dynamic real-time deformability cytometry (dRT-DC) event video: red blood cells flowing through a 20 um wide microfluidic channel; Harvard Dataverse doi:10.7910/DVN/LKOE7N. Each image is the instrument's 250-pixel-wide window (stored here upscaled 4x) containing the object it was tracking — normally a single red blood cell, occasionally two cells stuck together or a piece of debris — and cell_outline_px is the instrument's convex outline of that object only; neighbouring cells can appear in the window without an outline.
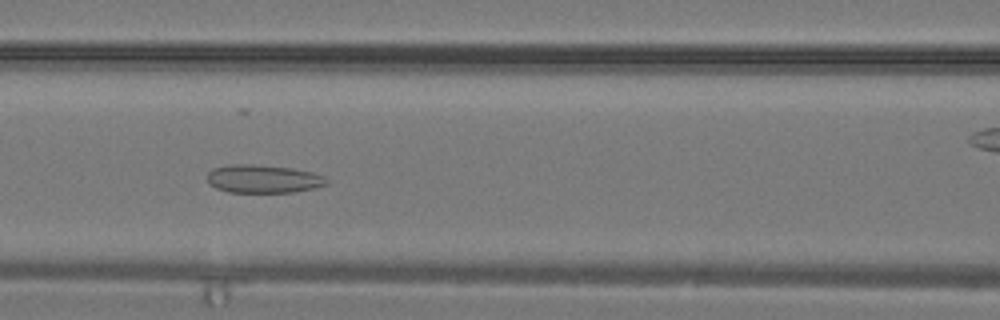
{"species": "common noctule bat (a hibernating species)", "species_latin": "Nyctalus noctula", "temperature_condition": "warm", "stored_images_in_passage": 25, "camera_frame_rate_fps": 3000, "um_per_image_px": 0.085, "animal": {"sex": "male", "body_mass_g": 19.2, "forearm_length_mm": 51.8}, "frame": {"image": 1, "passage_image": 6, "time_ms": 1.667, "image_size_px": [1000, 320], "cell_outline_px": [[328, 184], [316, 188], [292, 192], [228, 192], [216, 188], [208, 180], [208, 172], [212, 168], [228, 164], [256, 164], [292, 168], [312, 172], [324, 176], [328, 180]], "centroid_in_image_um": [22.39, 15.19], "position_along_channel_um": 144.2, "area_um2": 19.71}}
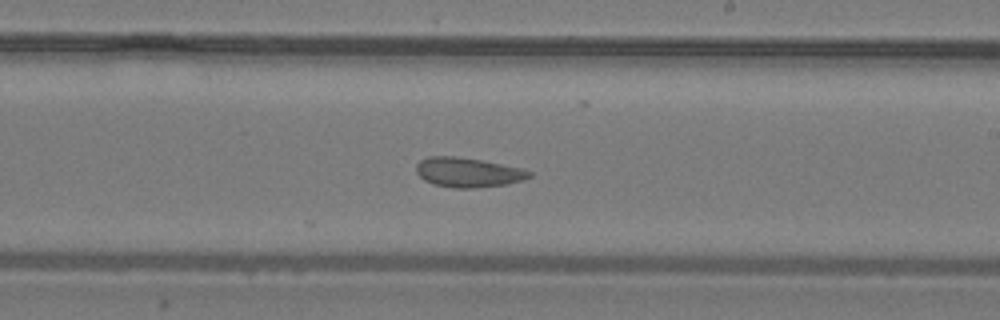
{"frame": {"image": 2, "passage_image": 11, "time_ms": 3.333, "image_size_px": [1000, 320], "cell_outline_px": [[532, 176], [508, 184], [476, 188], [452, 188], [432, 184], [424, 180], [416, 172], [416, 164], [420, 160], [428, 156], [456, 156], [484, 160], [520, 168], [532, 172]], "centroid_in_image_um": [39.75, 14.65], "position_along_channel_um": 249.3, "area_um2": 19.65}}
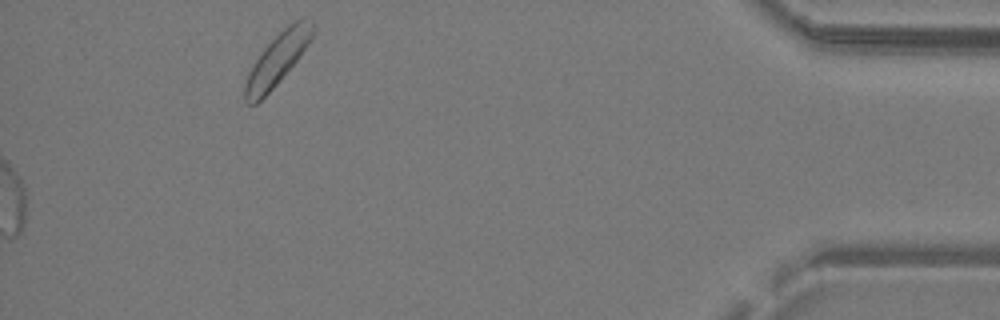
{"frame": {"image": 3, "passage_image": 25, "time_ms": 8.0, "image_size_px": [1000, 320], "cell_outline_px": [[316, 32], [312, 40], [300, 56], [280, 80], [256, 104], [248, 104], [244, 100], [244, 84], [248, 72], [252, 64], [260, 52], [288, 24], [296, 20], [312, 20], [316, 28]], "centroid_in_image_um": [23.58, 5.03], "position_along_channel_um": 411.6, "area_um2": 20.4}}